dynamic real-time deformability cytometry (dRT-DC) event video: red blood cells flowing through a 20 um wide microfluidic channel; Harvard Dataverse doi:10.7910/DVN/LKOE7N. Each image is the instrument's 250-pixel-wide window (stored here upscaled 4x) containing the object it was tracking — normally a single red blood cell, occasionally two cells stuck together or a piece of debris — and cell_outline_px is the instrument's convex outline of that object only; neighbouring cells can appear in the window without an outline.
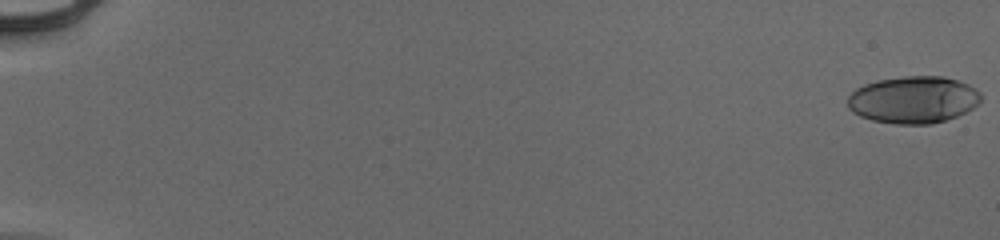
{"species": "human", "species_latin": "Homo sapiens", "temperature_condition": "cold", "stored_images_in_passage": 55, "camera_frame_rate_fps": 3000, "um_per_image_px": 0.085, "donor": {"sex": "male"}, "frame": {"image": 1, "passage_image": 1, "time_ms": 0.0, "image_size_px": [1000, 240], "cell_outline_px": [[980, 100], [972, 108], [956, 116], [932, 124], [896, 124], [872, 120], [860, 116], [852, 112], [848, 108], [848, 96], [856, 88], [864, 84], [876, 80], [904, 76], [944, 76], [968, 84], [976, 88], [980, 92]], "centroid_in_image_um": [77.6, 8.47], "position_along_channel_um": 7.4, "area_um2": 36.59}}
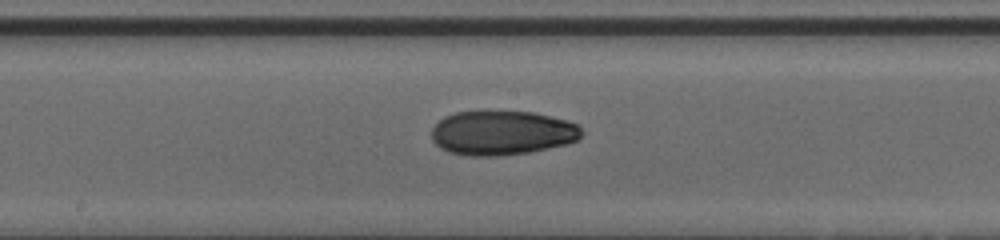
{"frame": {"image": 2, "passage_image": 32, "time_ms": 10.333, "image_size_px": [1000, 240], "cell_outline_px": [[584, 132], [576, 140], [564, 144], [528, 152], [496, 156], [472, 156], [448, 152], [440, 148], [432, 140], [432, 128], [444, 116], [456, 112], [532, 112], [568, 120], [576, 124]], "centroid_in_image_um": [42.65, 11.3], "position_along_channel_um": 205.6, "area_um2": 38.44}}
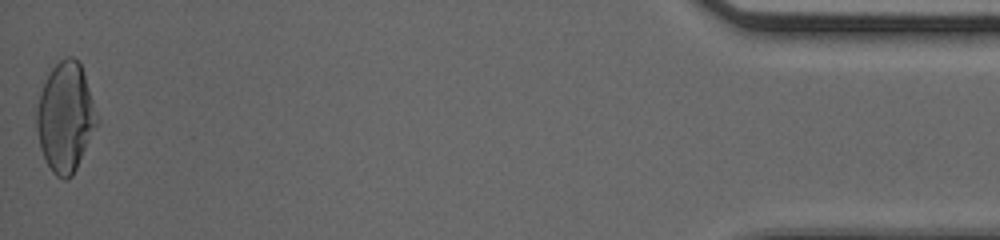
{"frame": {"image": 3, "passage_image": 55, "time_ms": 18.0, "image_size_px": [1000, 240], "cell_outline_px": [[100, 120], [72, 176], [68, 180], [64, 180], [56, 176], [52, 172], [40, 148], [36, 128], [36, 108], [44, 72], [60, 60], [68, 56], [72, 56], [80, 64], [84, 72]], "centroid_in_image_um": [5.54, 9.91], "position_along_channel_um": 429.7, "area_um2": 39.13}, "authors_computed_cell_mechanics": {"area_um2": 37.3966, "velocity_mm_per_s": 3.9733, "shape_relaxation_time_tau1_ms": 11.0573, "shape_relaxation_time_tau2_ms": 4.1228, "deformation_change_tau1": 0.2861, "deformation_change_tau2": 0.0643}}